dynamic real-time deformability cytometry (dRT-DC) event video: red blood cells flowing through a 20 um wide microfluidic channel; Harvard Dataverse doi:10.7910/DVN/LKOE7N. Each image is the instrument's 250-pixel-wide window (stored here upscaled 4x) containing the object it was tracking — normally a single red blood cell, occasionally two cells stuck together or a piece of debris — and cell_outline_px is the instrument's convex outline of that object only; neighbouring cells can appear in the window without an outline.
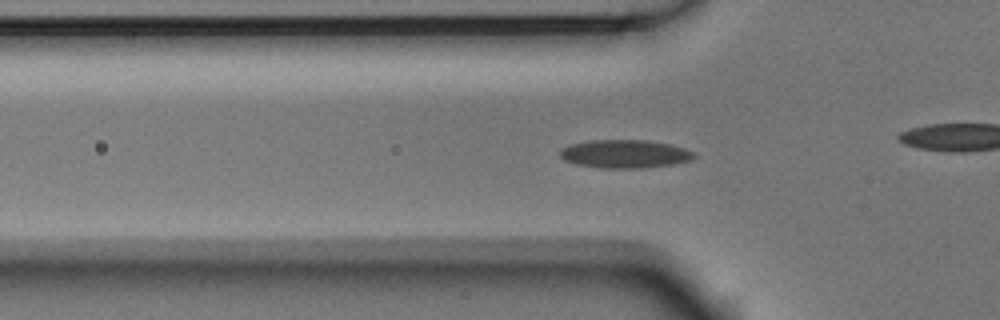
{"species": "Egyptian fruit bat (a non-hibernating species)", "species_latin": "Rousettus aegyptiacus", "temperature_condition": "room temperature", "stored_images_in_passage": 53, "camera_frame_rate_fps": 3000, "um_per_image_px": 0.085, "animal": {"sex": "male"}, "frame": {"image": 1, "passage_image": 16, "time_ms": 5.0, "image_size_px": [1000, 320], "cell_outline_px": [[696, 156], [692, 160], [672, 164], [644, 168], [604, 168], [576, 164], [564, 160], [560, 156], [560, 148], [572, 144], [592, 140], [648, 140], [672, 144], [696, 152]], "centroid_in_image_um": [53.15, 13.08], "position_along_channel_um": 72.7, "area_um2": 22.2}}
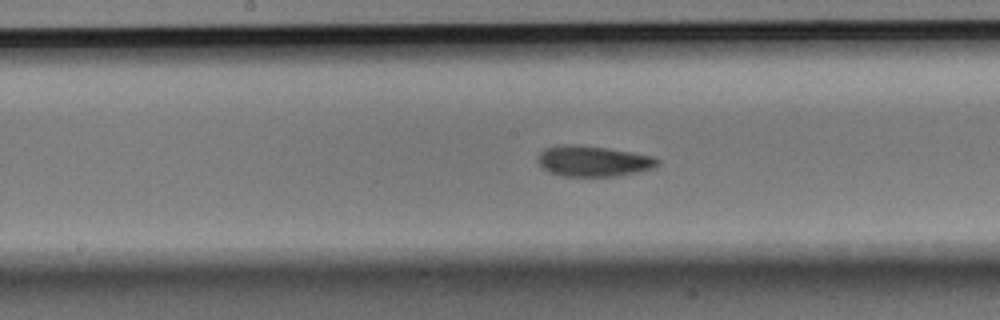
{"frame": {"image": 2, "passage_image": 26, "time_ms": 8.333, "image_size_px": [1000, 320], "cell_outline_px": [[660, 164], [656, 168], [616, 176], [564, 176], [548, 172], [540, 164], [540, 152], [544, 148], [564, 144], [576, 144], [608, 148], [632, 152], [652, 156], [660, 160]], "centroid_in_image_um": [50.47, 13.69], "position_along_channel_um": 197.7, "area_um2": 21.39}}
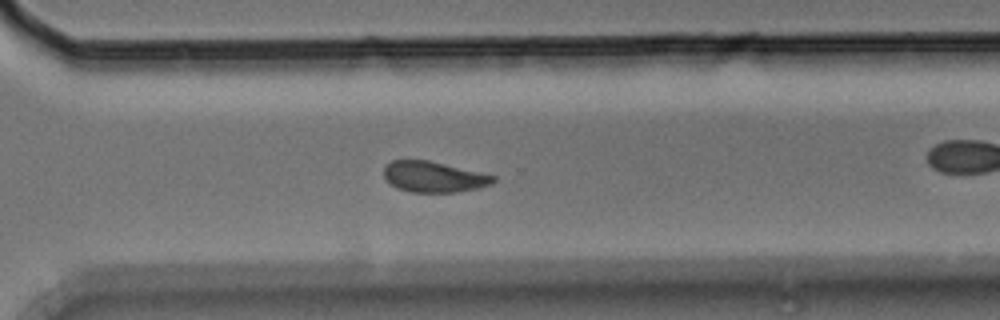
{"frame": {"image": 3, "passage_image": 37, "time_ms": 12.0, "image_size_px": [1000, 320], "cell_outline_px": [[496, 180], [492, 184], [476, 188], [456, 192], [412, 192], [396, 188], [384, 176], [384, 168], [392, 160], [428, 160], [496, 176]], "centroid_in_image_um": [36.87, 15.03], "position_along_channel_um": 333.7, "area_um2": 19.36}, "authors_computed_cell_mechanics": {"area_um2": 21.0392, "velocity_mm_per_s": 3.7233, "shape_relaxation_time_tau1_ms": 6.5494, "shape_relaxation_time_tau2_ms": 2.8963, "deformation_change_tau1": 0.1213, "deformation_change_tau2": 0.0858}}